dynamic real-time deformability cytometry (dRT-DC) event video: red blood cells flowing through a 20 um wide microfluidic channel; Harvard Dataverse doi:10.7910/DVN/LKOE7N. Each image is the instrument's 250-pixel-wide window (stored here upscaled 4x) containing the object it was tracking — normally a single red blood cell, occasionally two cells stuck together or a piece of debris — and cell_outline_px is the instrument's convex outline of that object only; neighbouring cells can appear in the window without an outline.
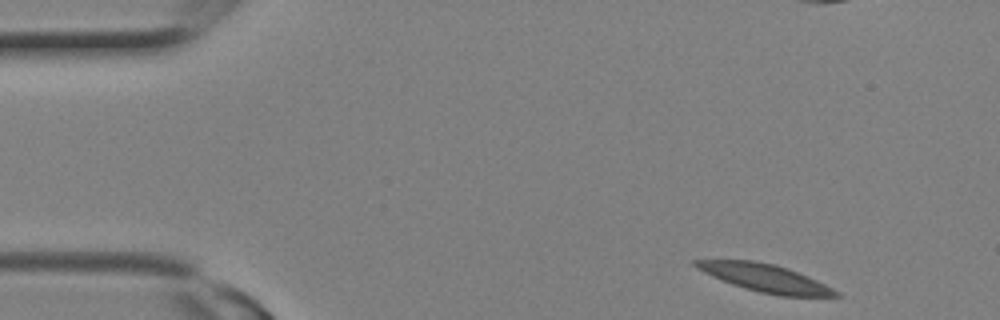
{"species": "Egyptian fruit bat (a non-hibernating species)", "species_latin": "Rousettus aegyptiacus", "temperature_condition": "room temperature", "stored_images_in_passage": 10, "camera_frame_rate_fps": 3000, "um_per_image_px": 0.085, "animal": {"sex": "female"}, "frame": {"image": 1, "passage_image": 1, "time_ms": 0.0, "image_size_px": [1000, 320], "cell_outline_px": [[840, 296], [780, 296], [760, 292], [744, 288], [732, 284], [712, 276], [696, 268], [692, 264], [692, 260], [752, 260], [776, 264], [788, 268], [808, 276], [840, 292]], "centroid_in_image_um": [65.02, 23.62], "position_along_channel_um": 20.0, "area_um2": 22.54}}
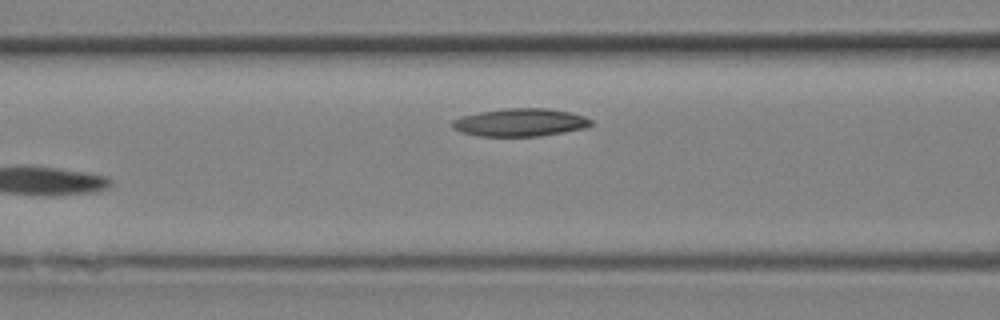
{"frame": {"image": 2, "passage_image": 10, "time_ms": 3.0, "image_size_px": [1000, 320], "cell_outline_px": [[592, 124], [588, 128], [540, 136], [476, 136], [460, 132], [452, 128], [452, 120], [460, 116], [480, 112], [504, 108], [548, 108], [572, 112], [584, 116], [592, 120]], "centroid_in_image_um": [44.22, 10.4], "position_along_channel_um": 122.4, "area_um2": 22.83}}